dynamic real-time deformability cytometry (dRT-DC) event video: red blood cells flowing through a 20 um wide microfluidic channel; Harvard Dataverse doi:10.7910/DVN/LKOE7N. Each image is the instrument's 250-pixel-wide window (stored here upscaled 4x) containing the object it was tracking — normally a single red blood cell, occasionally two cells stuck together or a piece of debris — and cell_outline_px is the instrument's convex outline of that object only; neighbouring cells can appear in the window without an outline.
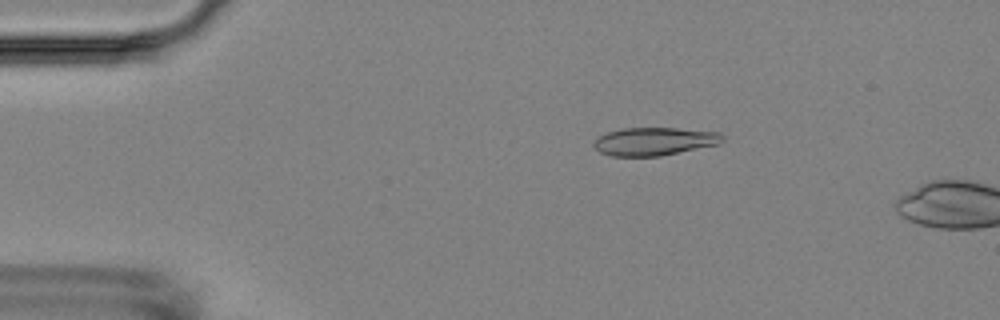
{"species": "Egyptian fruit bat (a non-hibernating species)", "species_latin": "Rousettus aegyptiacus", "temperature_condition": "room temperature", "stored_images_in_passage": 5, "camera_frame_rate_fps": 3000, "um_per_image_px": 0.085, "animal": {"sex": "female"}, "frame": {"image": 1, "passage_image": 3, "time_ms": 2.333, "image_size_px": [1000, 320], "cell_outline_px": [[724, 140], [720, 144], [660, 156], [612, 156], [600, 152], [592, 144], [596, 136], [608, 132], [624, 128], [676, 128], [720, 132], [724, 136]], "centroid_in_image_um": [55.62, 12.01], "position_along_channel_um": 29.4, "area_um2": 21.15}}